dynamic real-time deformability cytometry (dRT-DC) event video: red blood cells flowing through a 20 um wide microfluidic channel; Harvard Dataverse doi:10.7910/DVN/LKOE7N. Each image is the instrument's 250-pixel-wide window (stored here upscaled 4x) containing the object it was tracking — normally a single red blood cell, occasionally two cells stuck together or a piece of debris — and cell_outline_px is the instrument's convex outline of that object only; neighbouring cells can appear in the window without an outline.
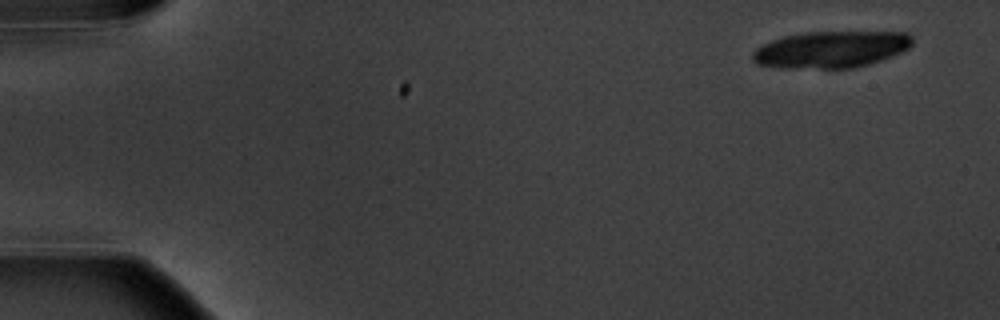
{"species": "common noctule bat (a hibernating species)", "species_latin": "Nyctalus noctula", "temperature_condition": "warm", "stored_images_in_passage": 7, "camera_frame_rate_fps": 3000, "um_per_image_px": 0.085, "animal": {"sex": "male", "body_mass_g": 20.1, "forearm_length_mm": 53.5}, "frame": {"image": 1, "passage_image": 1, "time_ms": 0.0, "image_size_px": [1000, 320], "cell_outline_px": [[912, 44], [908, 48], [892, 56], [868, 64], [852, 68], [780, 68], [756, 64], [752, 60], [752, 52], [756, 48], [772, 40], [784, 36], [804, 32], [908, 32], [912, 36]], "centroid_in_image_um": [70.61, 4.2], "position_along_channel_um": 14.4, "area_um2": 34.22}}
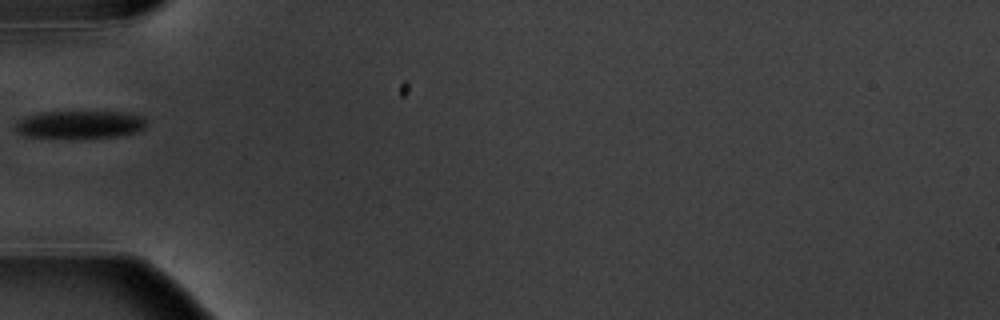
{"frame": {"image": 2, "passage_image": 6, "time_ms": 5.667, "image_size_px": [1000, 320], "cell_outline_px": [[144, 128], [136, 132], [116, 136], [72, 140], [68, 140], [24, 136], [16, 132], [16, 124], [20, 120], [28, 116], [44, 112], [120, 112], [144, 116]], "centroid_in_image_um": [6.75, 10.63], "position_along_channel_um": 78.3, "area_um2": 21.62}}